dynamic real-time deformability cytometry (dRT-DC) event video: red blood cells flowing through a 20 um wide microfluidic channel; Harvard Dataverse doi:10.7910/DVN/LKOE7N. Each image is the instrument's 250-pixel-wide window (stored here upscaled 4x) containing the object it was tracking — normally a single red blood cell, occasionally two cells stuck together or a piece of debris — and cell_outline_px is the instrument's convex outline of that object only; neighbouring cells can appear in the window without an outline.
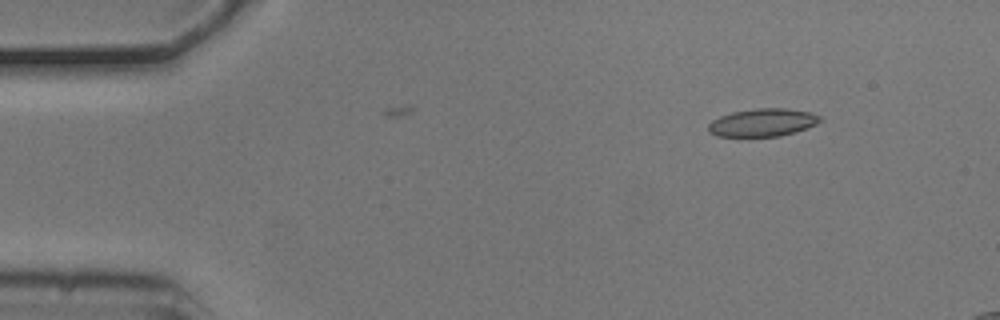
{"species": "common noctule bat (a hibernating species)", "species_latin": "Nyctalus noctula", "temperature_condition": "cold", "stored_images_in_passage": 4, "camera_frame_rate_fps": 3000, "um_per_image_px": 0.085, "animal": {"sex": "male", "body_mass_g": 20.5, "forearm_length_mm": 52.5}, "frame": {"image": 1, "passage_image": 1, "time_ms": 0.0, "image_size_px": [1000, 320], "cell_outline_px": [[820, 120], [816, 124], [796, 132], [780, 136], [716, 136], [708, 132], [708, 124], [712, 120], [720, 116], [732, 112], [756, 108], [784, 108], [812, 112], [820, 116]], "centroid_in_image_um": [64.81, 10.41], "position_along_channel_um": 20.2, "area_um2": 18.15}}